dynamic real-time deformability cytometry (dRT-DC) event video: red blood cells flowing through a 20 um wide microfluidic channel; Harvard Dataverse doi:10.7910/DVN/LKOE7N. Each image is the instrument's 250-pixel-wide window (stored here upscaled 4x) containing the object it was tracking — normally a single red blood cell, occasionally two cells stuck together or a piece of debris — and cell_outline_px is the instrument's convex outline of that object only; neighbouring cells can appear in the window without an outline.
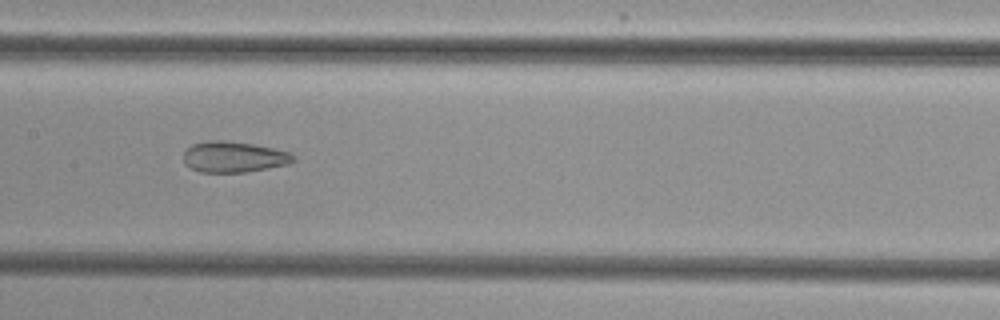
{"species": "common noctule bat (a hibernating species)", "species_latin": "Nyctalus noctula", "temperature_condition": "cold", "stored_images_in_passage": 8, "camera_frame_rate_fps": 3000, "um_per_image_px": 0.085, "animal": {"sex": "female", "body_mass_g": 29.2, "forearm_length_mm": 56.3}, "frame": {"image": 1, "passage_image": 6, "time_ms": 5.667, "image_size_px": [1000, 320], "cell_outline_px": [[296, 160], [288, 164], [268, 168], [244, 172], [200, 172], [184, 164], [184, 152], [192, 144], [208, 140], [224, 140], [252, 144], [272, 148], [288, 152], [296, 156]], "centroid_in_image_um": [19.87, 13.33], "position_along_channel_um": 187.5, "area_um2": 19.71}}
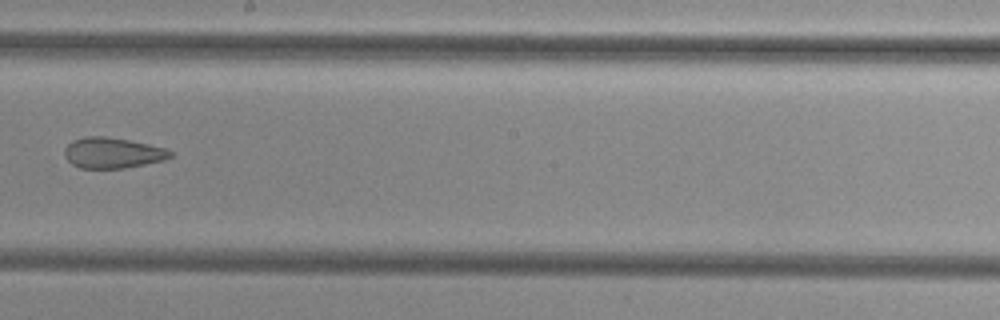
{"frame": {"image": 2, "passage_image": 7, "time_ms": 7.0, "image_size_px": [1000, 320], "cell_outline_px": [[172, 156], [164, 160], [124, 168], [80, 168], [72, 164], [64, 156], [64, 148], [72, 140], [84, 136], [104, 136], [128, 140], [148, 144], [164, 148], [172, 152]], "centroid_in_image_um": [9.53, 12.99], "position_along_channel_um": 238.7, "area_um2": 18.84}}
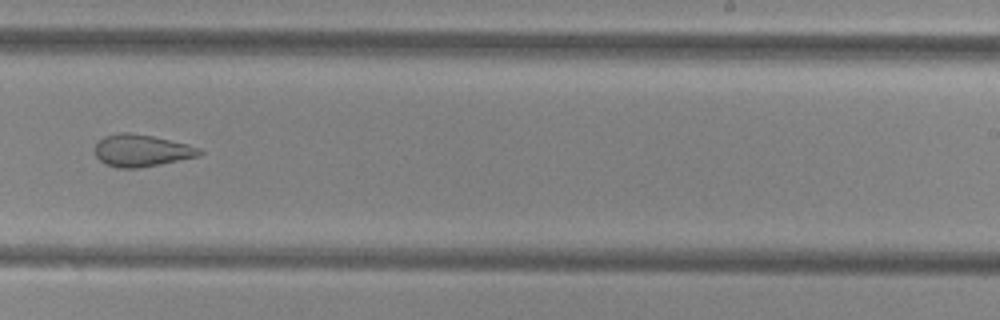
{"frame": {"image": 3, "passage_image": 8, "time_ms": 8.0, "image_size_px": [1000, 320], "cell_outline_px": [[204, 152], [200, 156], [140, 168], [116, 168], [104, 164], [96, 156], [96, 144], [104, 136], [120, 132], [128, 132], [152, 136], [188, 144], [200, 148]], "centroid_in_image_um": [12.05, 12.8], "position_along_channel_um": 277.0, "area_um2": 19.59}}